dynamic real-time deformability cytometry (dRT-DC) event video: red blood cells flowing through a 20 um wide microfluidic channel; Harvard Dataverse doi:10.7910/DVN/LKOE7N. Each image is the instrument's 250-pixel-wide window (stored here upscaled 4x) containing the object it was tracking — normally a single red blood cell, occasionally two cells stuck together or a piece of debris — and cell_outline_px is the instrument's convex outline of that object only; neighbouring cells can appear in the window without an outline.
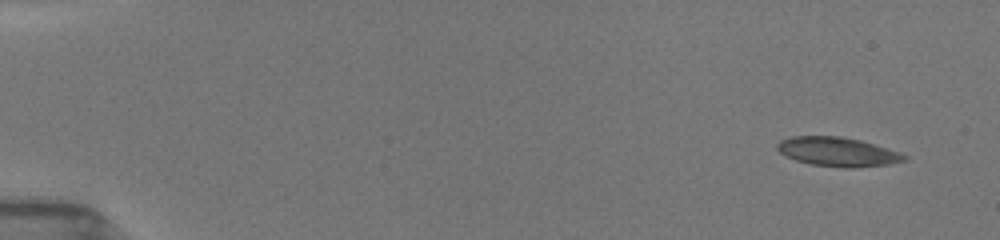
{"species": "common noctule bat (a hibernating species)", "species_latin": "Nyctalus noctula", "temperature_condition": "room temperature", "stored_images_in_passage": 12, "camera_frame_rate_fps": 3000, "um_per_image_px": 0.085, "animal": {"sex": "female", "body_mass_g": 19.5, "forearm_length_mm": 54.1}, "frame": {"image": 1, "passage_image": 1, "time_ms": 0.0, "image_size_px": [1000, 240], "cell_outline_px": [[904, 160], [884, 164], [852, 168], [844, 168], [812, 164], [796, 160], [780, 152], [780, 144], [784, 140], [796, 136], [836, 136], [856, 140], [872, 144], [896, 152], [904, 156]], "centroid_in_image_um": [71.16, 12.91], "position_along_channel_um": 13.8, "area_um2": 20.35}}
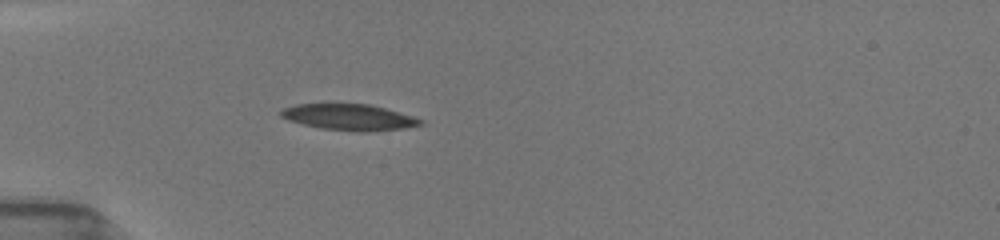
{"frame": {"image": 2, "passage_image": 9, "time_ms": 4.333, "image_size_px": [1000, 240], "cell_outline_px": [[420, 124], [400, 128], [364, 132], [360, 132], [324, 128], [304, 124], [280, 116], [280, 112], [284, 108], [300, 104], [364, 104], [396, 112], [420, 120]], "centroid_in_image_um": [29.58, 9.96], "position_along_channel_um": 55.4, "area_um2": 20.06}}
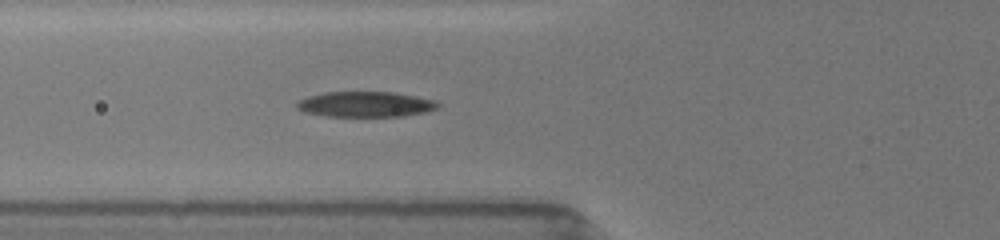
{"frame": {"image": 3, "passage_image": 12, "time_ms": 5.667, "image_size_px": [1000, 240], "cell_outline_px": [[440, 104], [436, 108], [424, 112], [404, 116], [324, 116], [304, 112], [296, 108], [296, 104], [300, 100], [308, 96], [324, 92], [392, 92], [436, 100]], "centroid_in_image_um": [31.04, 8.86], "position_along_channel_um": 94.8, "area_um2": 20.81}}